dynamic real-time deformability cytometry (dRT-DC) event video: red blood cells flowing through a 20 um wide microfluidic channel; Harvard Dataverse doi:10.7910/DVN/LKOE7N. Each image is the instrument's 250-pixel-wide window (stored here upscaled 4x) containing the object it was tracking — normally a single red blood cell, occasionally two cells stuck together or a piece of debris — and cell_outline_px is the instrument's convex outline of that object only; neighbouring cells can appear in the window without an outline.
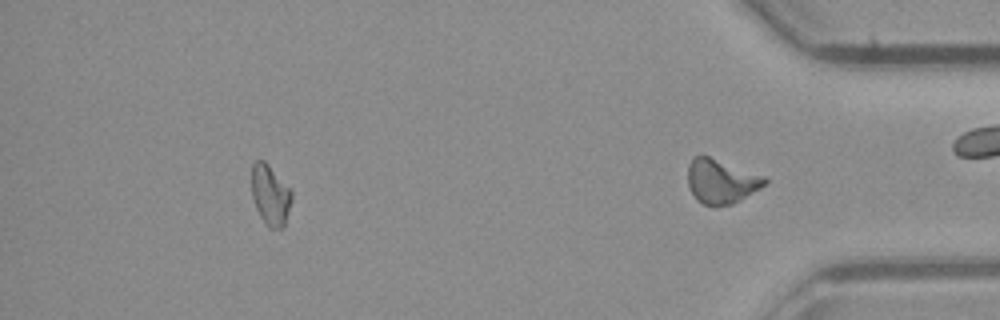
{"species": "common noctule bat (a hibernating species)", "species_latin": "Nyctalus noctula", "temperature_condition": "room temperature", "stored_images_in_passage": 33, "camera_frame_rate_fps": 3000, "um_per_image_px": 0.085, "animal": {"sex": "male", "body_mass_g": 23.1, "forearm_length_mm": 52.7}, "frame": {"image": 1, "passage_image": 28, "time_ms": 9.0, "image_size_px": [1000, 320], "cell_outline_px": [[292, 200], [284, 228], [268, 228], [260, 216], [256, 208], [252, 196], [252, 164], [256, 160], [264, 160], [292, 188]], "centroid_in_image_um": [23.0, 16.57], "position_along_channel_um": 412.2, "area_um2": 14.39}, "authors_computed_cell_mechanics": {"area_um2": 18.6116, "velocity_mm_per_s": 4.2573, "shape_relaxation_time_tau1_ms": null, "shape_relaxation_time_tau2_ms": 3.5894, "deformation_change_tau1": null, "deformation_change_tau2": 0.1235}}